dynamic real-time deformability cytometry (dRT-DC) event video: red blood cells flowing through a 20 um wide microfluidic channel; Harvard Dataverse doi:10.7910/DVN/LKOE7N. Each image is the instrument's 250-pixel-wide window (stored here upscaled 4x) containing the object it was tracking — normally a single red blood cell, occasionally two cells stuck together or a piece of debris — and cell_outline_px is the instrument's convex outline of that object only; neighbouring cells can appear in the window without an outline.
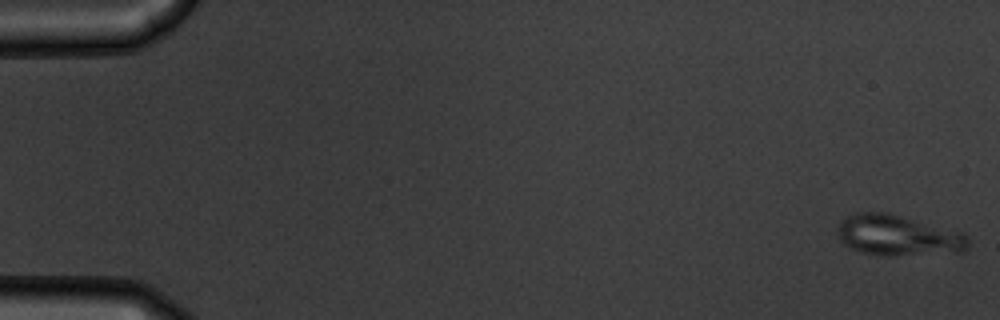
{"species": "common noctule bat (a hibernating species)", "species_latin": "Nyctalus noctula", "temperature_condition": "warm", "stored_images_in_passage": 55, "camera_frame_rate_fps": 3000, "um_per_image_px": 0.085, "animal": {"sex": "male", "body_mass_g": 19.5, "forearm_length_mm": 54.6}, "frame": {"image": 1, "passage_image": 1, "time_ms": 0.0, "image_size_px": [1000, 320], "cell_outline_px": [[968, 248], [964, 252], [892, 256], [880, 256], [860, 252], [844, 244], [840, 240], [836, 232], [836, 228], [840, 220], [856, 212], [888, 212], [964, 232], [968, 236]], "centroid_in_image_um": [76.33, 20.01], "position_along_channel_um": 8.7, "area_um2": 31.62}}
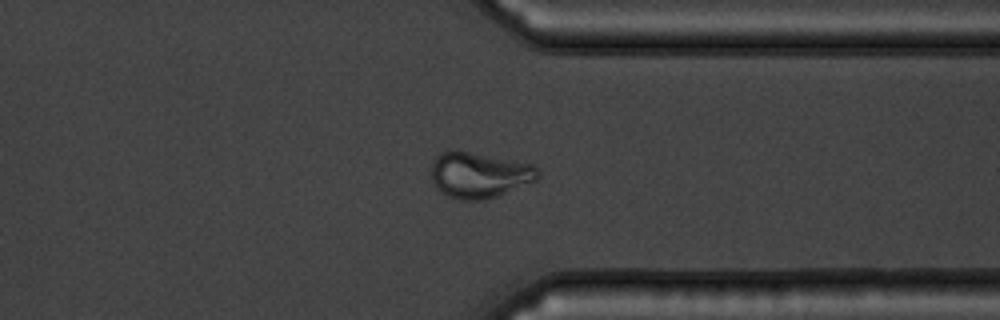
{"frame": {"image": 2, "passage_image": 43, "time_ms": 14.0, "image_size_px": [1000, 320], "cell_outline_px": [[540, 176], [536, 180], [496, 196], [484, 200], [460, 200], [448, 196], [432, 180], [432, 160], [436, 156], [448, 148], [532, 164], [540, 168]], "centroid_in_image_um": [40.74, 14.85], "position_along_channel_um": 370.7, "area_um2": 28.21}}
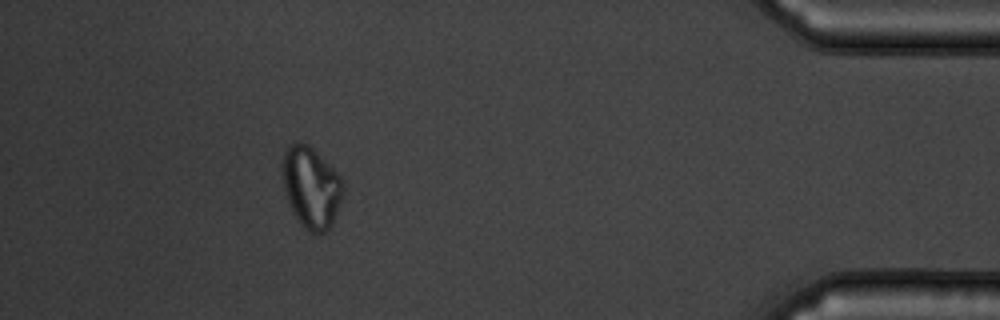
{"frame": {"image": 3, "passage_image": 50, "time_ms": 16.333, "image_size_px": [1000, 320], "cell_outline_px": [[344, 192], [332, 224], [324, 232], [308, 232], [304, 228], [296, 216], [288, 200], [284, 188], [284, 152], [292, 144], [308, 144], [340, 176], [344, 184]], "centroid_in_image_um": [26.49, 15.95], "position_along_channel_um": 408.7, "area_um2": 27.74}, "authors_computed_cell_mechanics": {"area_um2": 28.6688, "velocity_mm_per_s": 3.6981, "shape_relaxation_time_tau1_ms": null, "shape_relaxation_time_tau2_ms": 0.7817, "deformation_change_tau1": null, "deformation_change_tau2": 0.0542}}